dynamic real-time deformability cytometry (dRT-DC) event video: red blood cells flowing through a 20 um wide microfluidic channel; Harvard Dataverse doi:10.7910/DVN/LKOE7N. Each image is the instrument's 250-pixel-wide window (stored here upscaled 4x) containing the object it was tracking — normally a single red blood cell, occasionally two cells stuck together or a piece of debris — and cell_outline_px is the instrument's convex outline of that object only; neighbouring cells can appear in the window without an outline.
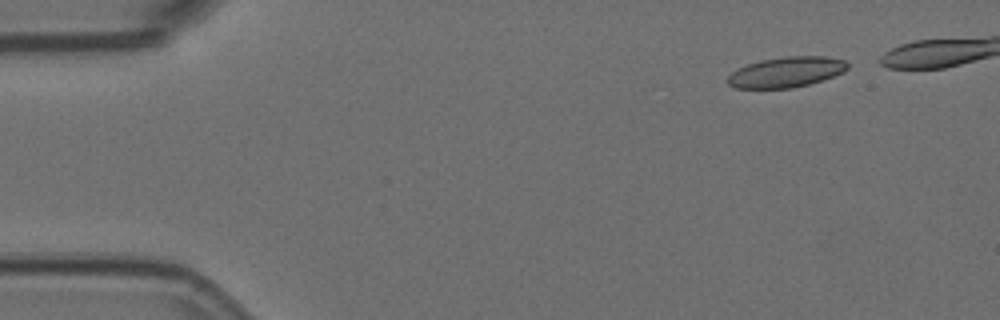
{"species": "Egyptian fruit bat (a non-hibernating species)", "species_latin": "Rousettus aegyptiacus", "temperature_condition": "room temperature", "stored_images_in_passage": 12, "camera_frame_rate_fps": 3000, "um_per_image_px": 0.085, "animal": {"sex": "female"}, "frame": {"image": 1, "passage_image": 1, "time_ms": 0.0, "image_size_px": [1000, 320], "cell_outline_px": [[848, 68], [844, 72], [808, 84], [792, 88], [736, 88], [728, 84], [724, 80], [732, 72], [748, 64], [760, 60], [784, 56], [828, 56], [844, 60], [848, 64]], "centroid_in_image_um": [66.82, 6.12], "position_along_channel_um": 18.2, "area_um2": 21.21}}
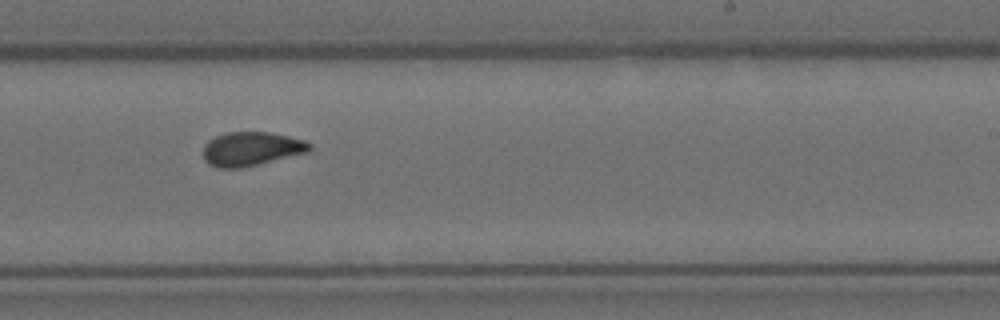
{"frame": {"image": 2, "passage_image": 8, "time_ms": 2.333, "image_size_px": [1000, 320], "cell_outline_px": [[312, 148], [308, 152], [240, 168], [220, 168], [208, 164], [204, 160], [204, 144], [208, 140], [216, 136], [228, 132], [268, 132], [288, 136], [304, 140], [312, 144]], "centroid_in_image_um": [21.35, 12.65], "position_along_channel_um": 267.6, "area_um2": 20.92}}
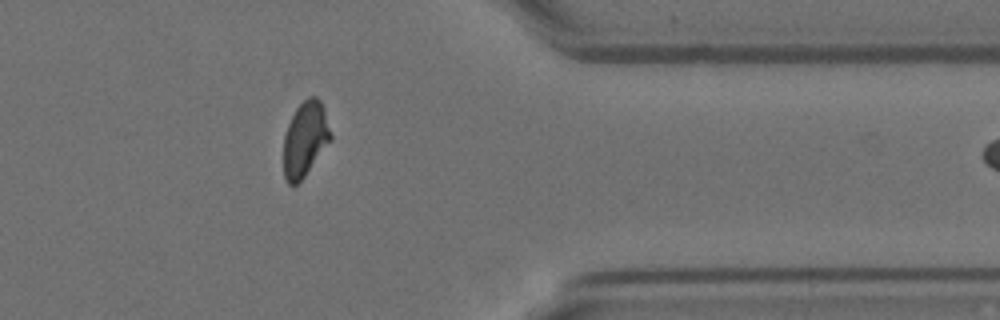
{"frame": {"image": 3, "passage_image": 11, "time_ms": 3.333, "image_size_px": [1000, 320], "cell_outline_px": [[332, 140], [304, 176], [296, 184], [288, 184], [284, 176], [284, 136], [288, 124], [296, 108], [308, 96], [316, 96], [320, 100], [324, 108], [332, 136]], "centroid_in_image_um": [25.95, 11.8], "position_along_channel_um": 385.5, "area_um2": 20.46}}